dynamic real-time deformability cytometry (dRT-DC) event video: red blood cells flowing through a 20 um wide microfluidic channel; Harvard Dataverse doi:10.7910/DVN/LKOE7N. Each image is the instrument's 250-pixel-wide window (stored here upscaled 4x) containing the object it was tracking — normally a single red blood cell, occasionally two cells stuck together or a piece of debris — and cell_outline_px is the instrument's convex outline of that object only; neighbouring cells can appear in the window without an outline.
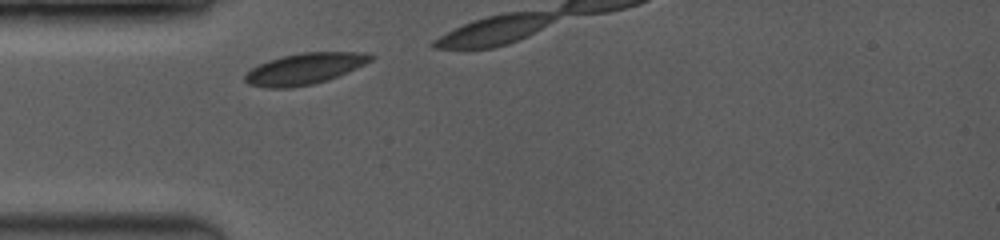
{"species": "common noctule bat (a hibernating species)", "species_latin": "Nyctalus noctula", "temperature_condition": "room temperature", "stored_images_in_passage": 2, "camera_frame_rate_fps": 3500, "um_per_image_px": 0.085, "animal": {"sex": "female", "body_mass_g": 19.0, "forearm_length_mm": 53.3}, "frame": {"image": 1, "passage_image": 1, "time_ms": 0.0, "image_size_px": [1000, 240], "cell_outline_px": [[376, 56], [372, 60], [356, 68], [328, 80], [312, 84], [292, 88], [268, 88], [248, 84], [244, 80], [244, 76], [252, 68], [268, 60], [280, 56], [304, 52], [364, 52]], "centroid_in_image_um": [25.89, 5.84], "position_along_channel_um": 59.1, "area_um2": 22.83}}